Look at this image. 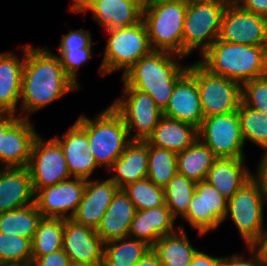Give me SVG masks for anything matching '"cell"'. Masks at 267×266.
<instances>
[{"label": "cell", "instance_id": "7402d4cb", "mask_svg": "<svg viewBox=\"0 0 267 266\" xmlns=\"http://www.w3.org/2000/svg\"><path fill=\"white\" fill-rule=\"evenodd\" d=\"M35 201L27 167L0 168V213L23 208Z\"/></svg>", "mask_w": 267, "mask_h": 266}, {"label": "cell", "instance_id": "bcb514c9", "mask_svg": "<svg viewBox=\"0 0 267 266\" xmlns=\"http://www.w3.org/2000/svg\"><path fill=\"white\" fill-rule=\"evenodd\" d=\"M219 263L220 257H214L198 250L189 266H219Z\"/></svg>", "mask_w": 267, "mask_h": 266}, {"label": "cell", "instance_id": "f35d334b", "mask_svg": "<svg viewBox=\"0 0 267 266\" xmlns=\"http://www.w3.org/2000/svg\"><path fill=\"white\" fill-rule=\"evenodd\" d=\"M242 103L267 115V75L241 84Z\"/></svg>", "mask_w": 267, "mask_h": 266}, {"label": "cell", "instance_id": "f6af8a7d", "mask_svg": "<svg viewBox=\"0 0 267 266\" xmlns=\"http://www.w3.org/2000/svg\"><path fill=\"white\" fill-rule=\"evenodd\" d=\"M244 10L267 17V0H238Z\"/></svg>", "mask_w": 267, "mask_h": 266}, {"label": "cell", "instance_id": "f907efd6", "mask_svg": "<svg viewBox=\"0 0 267 266\" xmlns=\"http://www.w3.org/2000/svg\"><path fill=\"white\" fill-rule=\"evenodd\" d=\"M162 1H177V2H186V3H188L190 0H162Z\"/></svg>", "mask_w": 267, "mask_h": 266}, {"label": "cell", "instance_id": "484cf974", "mask_svg": "<svg viewBox=\"0 0 267 266\" xmlns=\"http://www.w3.org/2000/svg\"><path fill=\"white\" fill-rule=\"evenodd\" d=\"M136 208L123 189H118L96 229L104 243L127 237Z\"/></svg>", "mask_w": 267, "mask_h": 266}, {"label": "cell", "instance_id": "ffe728a7", "mask_svg": "<svg viewBox=\"0 0 267 266\" xmlns=\"http://www.w3.org/2000/svg\"><path fill=\"white\" fill-rule=\"evenodd\" d=\"M163 116L199 128L204 119L194 76L187 70L177 81Z\"/></svg>", "mask_w": 267, "mask_h": 266}, {"label": "cell", "instance_id": "603a6c76", "mask_svg": "<svg viewBox=\"0 0 267 266\" xmlns=\"http://www.w3.org/2000/svg\"><path fill=\"white\" fill-rule=\"evenodd\" d=\"M23 58L10 52L0 53V112L15 113L20 103L23 65L26 55V45L19 46Z\"/></svg>", "mask_w": 267, "mask_h": 266}, {"label": "cell", "instance_id": "52a82bcc", "mask_svg": "<svg viewBox=\"0 0 267 266\" xmlns=\"http://www.w3.org/2000/svg\"><path fill=\"white\" fill-rule=\"evenodd\" d=\"M106 31L109 38L99 66L100 75L104 76L121 70L123 76L140 58L153 51L143 20L130 27Z\"/></svg>", "mask_w": 267, "mask_h": 266}, {"label": "cell", "instance_id": "e575fe53", "mask_svg": "<svg viewBox=\"0 0 267 266\" xmlns=\"http://www.w3.org/2000/svg\"><path fill=\"white\" fill-rule=\"evenodd\" d=\"M177 173V153L148 143V178L164 188Z\"/></svg>", "mask_w": 267, "mask_h": 266}, {"label": "cell", "instance_id": "6da1fadb", "mask_svg": "<svg viewBox=\"0 0 267 266\" xmlns=\"http://www.w3.org/2000/svg\"><path fill=\"white\" fill-rule=\"evenodd\" d=\"M79 86L64 72L59 57L42 47L26 45L20 97V118L54 103Z\"/></svg>", "mask_w": 267, "mask_h": 266}, {"label": "cell", "instance_id": "ee69618b", "mask_svg": "<svg viewBox=\"0 0 267 266\" xmlns=\"http://www.w3.org/2000/svg\"><path fill=\"white\" fill-rule=\"evenodd\" d=\"M32 266H71V262L63 249L45 256L32 257Z\"/></svg>", "mask_w": 267, "mask_h": 266}, {"label": "cell", "instance_id": "d590c367", "mask_svg": "<svg viewBox=\"0 0 267 266\" xmlns=\"http://www.w3.org/2000/svg\"><path fill=\"white\" fill-rule=\"evenodd\" d=\"M241 134L246 144L249 141L267 150V115L241 102L237 110Z\"/></svg>", "mask_w": 267, "mask_h": 266}, {"label": "cell", "instance_id": "8d00e7d4", "mask_svg": "<svg viewBox=\"0 0 267 266\" xmlns=\"http://www.w3.org/2000/svg\"><path fill=\"white\" fill-rule=\"evenodd\" d=\"M136 210H145L165 205L164 188L156 186L146 177L123 188Z\"/></svg>", "mask_w": 267, "mask_h": 266}, {"label": "cell", "instance_id": "5b68a950", "mask_svg": "<svg viewBox=\"0 0 267 266\" xmlns=\"http://www.w3.org/2000/svg\"><path fill=\"white\" fill-rule=\"evenodd\" d=\"M186 9V2L145 0L142 20L153 51H165L182 57Z\"/></svg>", "mask_w": 267, "mask_h": 266}, {"label": "cell", "instance_id": "7bdbcfd3", "mask_svg": "<svg viewBox=\"0 0 267 266\" xmlns=\"http://www.w3.org/2000/svg\"><path fill=\"white\" fill-rule=\"evenodd\" d=\"M263 156L256 167V173H251V180L257 185L264 205L267 204V150H263Z\"/></svg>", "mask_w": 267, "mask_h": 266}, {"label": "cell", "instance_id": "4316f807", "mask_svg": "<svg viewBox=\"0 0 267 266\" xmlns=\"http://www.w3.org/2000/svg\"><path fill=\"white\" fill-rule=\"evenodd\" d=\"M246 158H217L209 169L206 181L229 200L247 181L251 170L245 166Z\"/></svg>", "mask_w": 267, "mask_h": 266}, {"label": "cell", "instance_id": "8fae6325", "mask_svg": "<svg viewBox=\"0 0 267 266\" xmlns=\"http://www.w3.org/2000/svg\"><path fill=\"white\" fill-rule=\"evenodd\" d=\"M198 139L217 158H246L237 111L204 118L198 128Z\"/></svg>", "mask_w": 267, "mask_h": 266}, {"label": "cell", "instance_id": "c3c4849f", "mask_svg": "<svg viewBox=\"0 0 267 266\" xmlns=\"http://www.w3.org/2000/svg\"><path fill=\"white\" fill-rule=\"evenodd\" d=\"M134 266H162L157 256L149 251L143 258H141Z\"/></svg>", "mask_w": 267, "mask_h": 266}, {"label": "cell", "instance_id": "4fadbf2b", "mask_svg": "<svg viewBox=\"0 0 267 266\" xmlns=\"http://www.w3.org/2000/svg\"><path fill=\"white\" fill-rule=\"evenodd\" d=\"M219 39L229 43L267 46V17L229 2L222 16Z\"/></svg>", "mask_w": 267, "mask_h": 266}, {"label": "cell", "instance_id": "1f68e13d", "mask_svg": "<svg viewBox=\"0 0 267 266\" xmlns=\"http://www.w3.org/2000/svg\"><path fill=\"white\" fill-rule=\"evenodd\" d=\"M42 214L35 203L0 213V233L33 239Z\"/></svg>", "mask_w": 267, "mask_h": 266}, {"label": "cell", "instance_id": "f546056e", "mask_svg": "<svg viewBox=\"0 0 267 266\" xmlns=\"http://www.w3.org/2000/svg\"><path fill=\"white\" fill-rule=\"evenodd\" d=\"M216 159L212 150L197 139L188 148L177 153V173L195 183L203 181Z\"/></svg>", "mask_w": 267, "mask_h": 266}, {"label": "cell", "instance_id": "83f0119b", "mask_svg": "<svg viewBox=\"0 0 267 266\" xmlns=\"http://www.w3.org/2000/svg\"><path fill=\"white\" fill-rule=\"evenodd\" d=\"M198 139L195 126L163 116L147 142L157 148L182 152Z\"/></svg>", "mask_w": 267, "mask_h": 266}, {"label": "cell", "instance_id": "9a60e30c", "mask_svg": "<svg viewBox=\"0 0 267 266\" xmlns=\"http://www.w3.org/2000/svg\"><path fill=\"white\" fill-rule=\"evenodd\" d=\"M145 0H73L74 13L91 11L94 20L105 30L130 27L142 20Z\"/></svg>", "mask_w": 267, "mask_h": 266}, {"label": "cell", "instance_id": "8992f818", "mask_svg": "<svg viewBox=\"0 0 267 266\" xmlns=\"http://www.w3.org/2000/svg\"><path fill=\"white\" fill-rule=\"evenodd\" d=\"M228 0H190L184 17L182 57L201 55L219 38Z\"/></svg>", "mask_w": 267, "mask_h": 266}, {"label": "cell", "instance_id": "30bf717a", "mask_svg": "<svg viewBox=\"0 0 267 266\" xmlns=\"http://www.w3.org/2000/svg\"><path fill=\"white\" fill-rule=\"evenodd\" d=\"M124 90V96L115 99L111 106L123 118L131 141H147L163 117V112L149 94L134 88ZM135 130L132 134L131 131Z\"/></svg>", "mask_w": 267, "mask_h": 266}, {"label": "cell", "instance_id": "7c38bea8", "mask_svg": "<svg viewBox=\"0 0 267 266\" xmlns=\"http://www.w3.org/2000/svg\"><path fill=\"white\" fill-rule=\"evenodd\" d=\"M34 192L72 178L59 143L37 136L27 166Z\"/></svg>", "mask_w": 267, "mask_h": 266}, {"label": "cell", "instance_id": "9c48e42d", "mask_svg": "<svg viewBox=\"0 0 267 266\" xmlns=\"http://www.w3.org/2000/svg\"><path fill=\"white\" fill-rule=\"evenodd\" d=\"M264 202L250 179L229 200L224 221L230 216L245 246H256L265 236Z\"/></svg>", "mask_w": 267, "mask_h": 266}, {"label": "cell", "instance_id": "d6986e66", "mask_svg": "<svg viewBox=\"0 0 267 266\" xmlns=\"http://www.w3.org/2000/svg\"><path fill=\"white\" fill-rule=\"evenodd\" d=\"M53 138L63 150L71 177L89 180L99 166L89 150L90 144L86 131L75 121L61 138L59 135Z\"/></svg>", "mask_w": 267, "mask_h": 266}, {"label": "cell", "instance_id": "836d02e7", "mask_svg": "<svg viewBox=\"0 0 267 266\" xmlns=\"http://www.w3.org/2000/svg\"><path fill=\"white\" fill-rule=\"evenodd\" d=\"M195 184L182 174L176 173L164 187L165 204L175 219L182 218L187 213L195 192Z\"/></svg>", "mask_w": 267, "mask_h": 266}, {"label": "cell", "instance_id": "3957f363", "mask_svg": "<svg viewBox=\"0 0 267 266\" xmlns=\"http://www.w3.org/2000/svg\"><path fill=\"white\" fill-rule=\"evenodd\" d=\"M198 62L209 72L244 83L267 75V46L229 43L219 38Z\"/></svg>", "mask_w": 267, "mask_h": 266}, {"label": "cell", "instance_id": "d6a6232c", "mask_svg": "<svg viewBox=\"0 0 267 266\" xmlns=\"http://www.w3.org/2000/svg\"><path fill=\"white\" fill-rule=\"evenodd\" d=\"M64 218L42 217L31 240L32 257L62 249Z\"/></svg>", "mask_w": 267, "mask_h": 266}, {"label": "cell", "instance_id": "b9f144b4", "mask_svg": "<svg viewBox=\"0 0 267 266\" xmlns=\"http://www.w3.org/2000/svg\"><path fill=\"white\" fill-rule=\"evenodd\" d=\"M251 253L247 260L243 255L232 254L231 256L220 257L219 266H266L264 258L257 246H246Z\"/></svg>", "mask_w": 267, "mask_h": 266}, {"label": "cell", "instance_id": "ba28073f", "mask_svg": "<svg viewBox=\"0 0 267 266\" xmlns=\"http://www.w3.org/2000/svg\"><path fill=\"white\" fill-rule=\"evenodd\" d=\"M200 94L204 118L238 110L241 102V83L209 72L198 61L188 66Z\"/></svg>", "mask_w": 267, "mask_h": 266}, {"label": "cell", "instance_id": "816d5d0a", "mask_svg": "<svg viewBox=\"0 0 267 266\" xmlns=\"http://www.w3.org/2000/svg\"><path fill=\"white\" fill-rule=\"evenodd\" d=\"M3 266H32V264H21V265H3Z\"/></svg>", "mask_w": 267, "mask_h": 266}, {"label": "cell", "instance_id": "f1b7e54d", "mask_svg": "<svg viewBox=\"0 0 267 266\" xmlns=\"http://www.w3.org/2000/svg\"><path fill=\"white\" fill-rule=\"evenodd\" d=\"M162 266H189L197 249L191 245L187 233L182 227L171 234L162 236L152 246Z\"/></svg>", "mask_w": 267, "mask_h": 266}, {"label": "cell", "instance_id": "f5cc1de1", "mask_svg": "<svg viewBox=\"0 0 267 266\" xmlns=\"http://www.w3.org/2000/svg\"><path fill=\"white\" fill-rule=\"evenodd\" d=\"M229 2H237L238 0H228Z\"/></svg>", "mask_w": 267, "mask_h": 266}, {"label": "cell", "instance_id": "44dd1931", "mask_svg": "<svg viewBox=\"0 0 267 266\" xmlns=\"http://www.w3.org/2000/svg\"><path fill=\"white\" fill-rule=\"evenodd\" d=\"M118 189L109 178L102 181L91 178L86 180L82 200L71 219L96 230Z\"/></svg>", "mask_w": 267, "mask_h": 266}, {"label": "cell", "instance_id": "5bb4252c", "mask_svg": "<svg viewBox=\"0 0 267 266\" xmlns=\"http://www.w3.org/2000/svg\"><path fill=\"white\" fill-rule=\"evenodd\" d=\"M228 200L206 180L195 184L187 213L182 217L199 236L207 235L224 222Z\"/></svg>", "mask_w": 267, "mask_h": 266}, {"label": "cell", "instance_id": "60d3db41", "mask_svg": "<svg viewBox=\"0 0 267 266\" xmlns=\"http://www.w3.org/2000/svg\"><path fill=\"white\" fill-rule=\"evenodd\" d=\"M91 32L83 28L71 30L67 34H62L58 50H75L82 48H92Z\"/></svg>", "mask_w": 267, "mask_h": 266}, {"label": "cell", "instance_id": "7a4b0ae2", "mask_svg": "<svg viewBox=\"0 0 267 266\" xmlns=\"http://www.w3.org/2000/svg\"><path fill=\"white\" fill-rule=\"evenodd\" d=\"M182 59L169 52L152 51L140 58L122 76L124 88H134L149 94L163 112L176 81L188 70V66L180 65Z\"/></svg>", "mask_w": 267, "mask_h": 266}, {"label": "cell", "instance_id": "681fc988", "mask_svg": "<svg viewBox=\"0 0 267 266\" xmlns=\"http://www.w3.org/2000/svg\"><path fill=\"white\" fill-rule=\"evenodd\" d=\"M260 250L265 263L267 264V233L263 237V239L256 245Z\"/></svg>", "mask_w": 267, "mask_h": 266}, {"label": "cell", "instance_id": "277c9868", "mask_svg": "<svg viewBox=\"0 0 267 266\" xmlns=\"http://www.w3.org/2000/svg\"><path fill=\"white\" fill-rule=\"evenodd\" d=\"M76 122L86 131L90 151L99 167L107 170L131 142L121 115L111 104L91 119L81 114Z\"/></svg>", "mask_w": 267, "mask_h": 266}, {"label": "cell", "instance_id": "2e32d148", "mask_svg": "<svg viewBox=\"0 0 267 266\" xmlns=\"http://www.w3.org/2000/svg\"><path fill=\"white\" fill-rule=\"evenodd\" d=\"M86 180L70 178L35 192V205L43 217L70 219L80 204Z\"/></svg>", "mask_w": 267, "mask_h": 266}, {"label": "cell", "instance_id": "74e56055", "mask_svg": "<svg viewBox=\"0 0 267 266\" xmlns=\"http://www.w3.org/2000/svg\"><path fill=\"white\" fill-rule=\"evenodd\" d=\"M32 262L31 239L0 233V266Z\"/></svg>", "mask_w": 267, "mask_h": 266}, {"label": "cell", "instance_id": "ab89813d", "mask_svg": "<svg viewBox=\"0 0 267 266\" xmlns=\"http://www.w3.org/2000/svg\"><path fill=\"white\" fill-rule=\"evenodd\" d=\"M92 48L75 50H58L61 65L64 72L80 87L77 80L79 67L86 64L92 58Z\"/></svg>", "mask_w": 267, "mask_h": 266}, {"label": "cell", "instance_id": "d4e9b609", "mask_svg": "<svg viewBox=\"0 0 267 266\" xmlns=\"http://www.w3.org/2000/svg\"><path fill=\"white\" fill-rule=\"evenodd\" d=\"M109 177L119 189L148 176V142L131 141L108 169Z\"/></svg>", "mask_w": 267, "mask_h": 266}, {"label": "cell", "instance_id": "7dc6e473", "mask_svg": "<svg viewBox=\"0 0 267 266\" xmlns=\"http://www.w3.org/2000/svg\"><path fill=\"white\" fill-rule=\"evenodd\" d=\"M15 113L10 112H0V141H1V134H3L17 119Z\"/></svg>", "mask_w": 267, "mask_h": 266}, {"label": "cell", "instance_id": "4dcf8cb0", "mask_svg": "<svg viewBox=\"0 0 267 266\" xmlns=\"http://www.w3.org/2000/svg\"><path fill=\"white\" fill-rule=\"evenodd\" d=\"M151 246L136 238L123 237L104 243L102 266H134Z\"/></svg>", "mask_w": 267, "mask_h": 266}, {"label": "cell", "instance_id": "ac0fdd59", "mask_svg": "<svg viewBox=\"0 0 267 266\" xmlns=\"http://www.w3.org/2000/svg\"><path fill=\"white\" fill-rule=\"evenodd\" d=\"M38 135L30 119L19 117L1 134L0 168L27 167Z\"/></svg>", "mask_w": 267, "mask_h": 266}, {"label": "cell", "instance_id": "cb8c5ba5", "mask_svg": "<svg viewBox=\"0 0 267 266\" xmlns=\"http://www.w3.org/2000/svg\"><path fill=\"white\" fill-rule=\"evenodd\" d=\"M176 219L169 208L161 207L136 210L130 223L128 237L136 238L152 246L162 236L174 233Z\"/></svg>", "mask_w": 267, "mask_h": 266}, {"label": "cell", "instance_id": "e0dca14e", "mask_svg": "<svg viewBox=\"0 0 267 266\" xmlns=\"http://www.w3.org/2000/svg\"><path fill=\"white\" fill-rule=\"evenodd\" d=\"M62 249L72 265L102 266L104 242L96 230L64 219Z\"/></svg>", "mask_w": 267, "mask_h": 266}]
</instances>
